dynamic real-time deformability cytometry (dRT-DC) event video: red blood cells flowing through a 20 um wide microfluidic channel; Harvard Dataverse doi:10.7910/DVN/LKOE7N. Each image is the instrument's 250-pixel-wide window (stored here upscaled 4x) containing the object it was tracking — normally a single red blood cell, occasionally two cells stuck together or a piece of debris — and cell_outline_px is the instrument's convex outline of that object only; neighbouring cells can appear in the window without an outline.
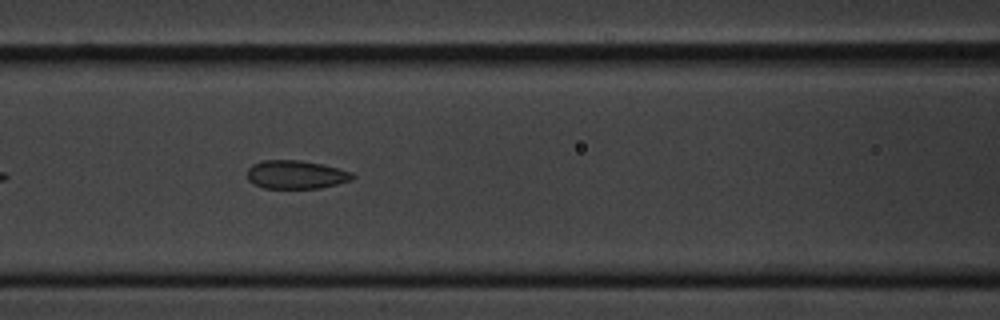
{"species": "common noctule bat (a hibernating species)", "species_latin": "Nyctalus noctula", "temperature_condition": "cold", "stored_images_in_passage": 7, "camera_frame_rate_fps": 3000, "um_per_image_px": 0.085, "animal": {"sex": "male", "body_mass_g": 20.1, "forearm_length_mm": 53.5}, "frame": {"image": 1, "passage_image": 7, "time_ms": 7.667, "image_size_px": [1000, 320], "cell_outline_px": [[356, 176], [352, 180], [320, 188], [264, 188], [252, 184], [248, 180], [248, 168], [252, 164], [260, 160], [300, 160], [320, 164], [352, 172]], "centroid_in_image_um": [25.12, 14.84], "position_along_channel_um": 141.5, "area_um2": 17.46}}